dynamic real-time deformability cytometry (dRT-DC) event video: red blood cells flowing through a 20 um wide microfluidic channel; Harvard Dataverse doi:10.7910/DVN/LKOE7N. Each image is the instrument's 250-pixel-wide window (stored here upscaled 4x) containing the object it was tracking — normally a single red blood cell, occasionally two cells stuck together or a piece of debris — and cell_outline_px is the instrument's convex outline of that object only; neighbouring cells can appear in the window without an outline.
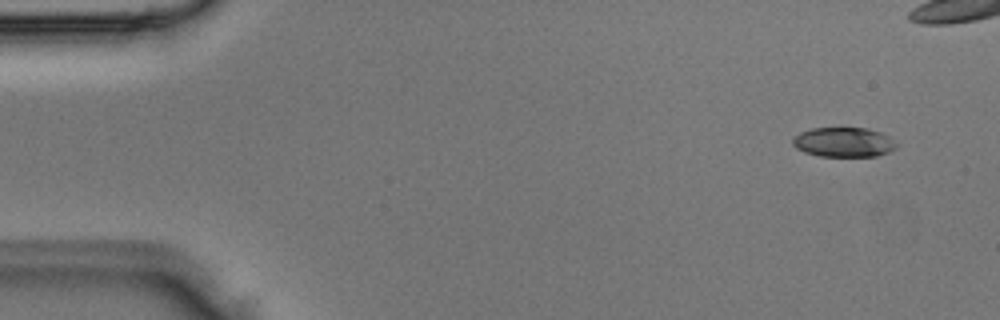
{"species": "Egyptian fruit bat (a non-hibernating species)", "species_latin": "Rousettus aegyptiacus", "temperature_condition": "room temperature", "stored_images_in_passage": 6, "camera_frame_rate_fps": 3000, "um_per_image_px": 0.085, "animal": {"sex": "male"}, "frame": {"image": 1, "passage_image": 1, "time_ms": 0.0, "image_size_px": [1000, 320], "cell_outline_px": [[900, 144], [896, 148], [888, 152], [876, 156], [820, 156], [804, 152], [796, 148], [792, 144], [792, 140], [800, 132], [812, 128], [868, 128], [880, 132], [888, 136]], "centroid_in_image_um": [71.74, 12.08], "position_along_channel_um": 13.3, "area_um2": 17.98}}
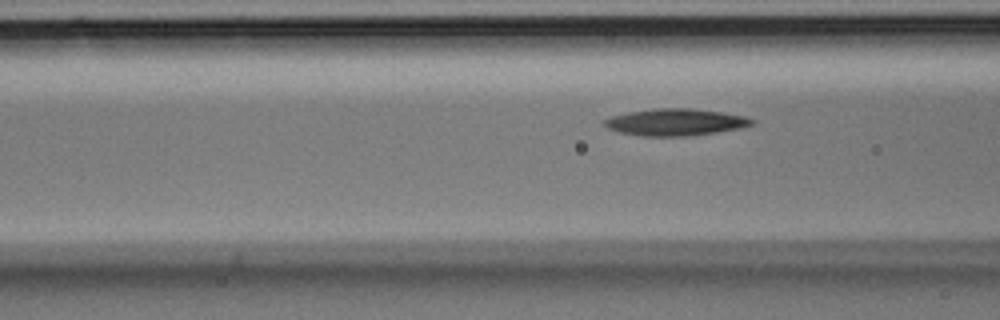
{"frame": {"image": 2, "passage_image": 6, "time_ms": 1.667, "image_size_px": [1000, 320], "cell_outline_px": [[756, 124], [740, 128], [692, 136], [640, 136], [616, 132], [608, 128], [604, 124], [604, 120], [612, 116], [628, 112], [652, 108], [692, 108], [720, 112], [744, 116], [756, 120]], "centroid_in_image_um": [57.42, 10.39], "position_along_channel_um": 109.2, "area_um2": 23.29}}